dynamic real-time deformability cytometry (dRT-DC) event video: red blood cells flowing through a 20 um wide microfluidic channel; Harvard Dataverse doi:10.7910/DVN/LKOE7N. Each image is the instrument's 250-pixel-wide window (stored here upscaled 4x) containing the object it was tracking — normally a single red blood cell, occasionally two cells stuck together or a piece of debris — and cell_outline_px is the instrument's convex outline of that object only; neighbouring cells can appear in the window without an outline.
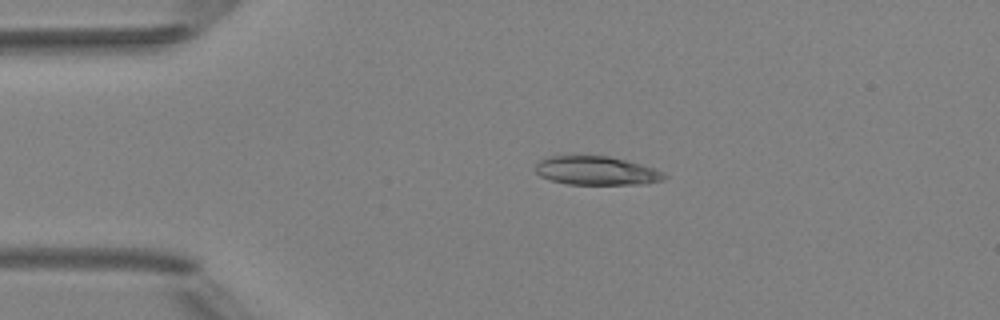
{"species": "Egyptian fruit bat (a non-hibernating species)", "species_latin": "Rousettus aegyptiacus", "temperature_condition": "room temperature", "stored_images_in_passage": 3, "camera_frame_rate_fps": 3000, "um_per_image_px": 0.085, "animal": {"sex": "female"}, "frame": {"image": 1, "passage_image": 2, "time_ms": 1.0, "image_size_px": [1000, 320], "cell_outline_px": [[668, 176], [664, 180], [644, 184], [568, 184], [552, 180], [540, 176], [536, 172], [536, 164], [540, 160], [548, 156], [608, 156], [640, 164], [664, 172]], "centroid_in_image_um": [50.71, 14.51], "position_along_channel_um": 34.3, "area_um2": 21.39}}